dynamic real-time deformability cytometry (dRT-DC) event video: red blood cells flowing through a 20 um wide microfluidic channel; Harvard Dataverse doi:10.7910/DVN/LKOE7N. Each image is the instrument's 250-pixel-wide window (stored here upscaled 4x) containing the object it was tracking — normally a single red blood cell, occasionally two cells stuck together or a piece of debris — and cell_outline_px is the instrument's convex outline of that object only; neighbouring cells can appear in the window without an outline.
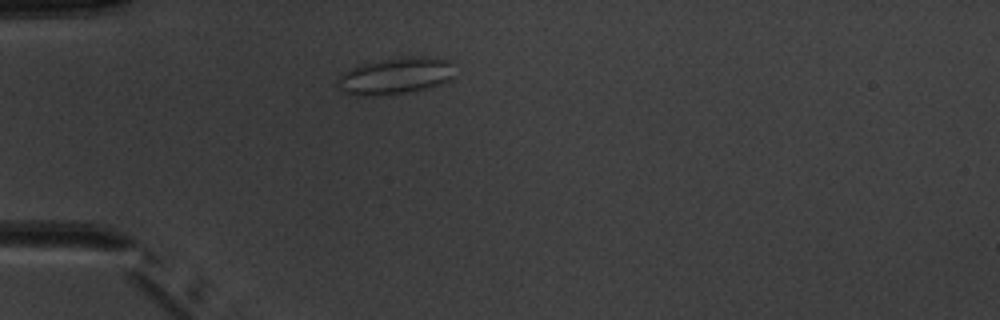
{"species": "common noctule bat (a hibernating species)", "species_latin": "Nyctalus noctula", "temperature_condition": "warm", "stored_images_in_passage": 1, "camera_frame_rate_fps": 3000, "um_per_image_px": 0.085, "animal": {"sex": "male", "body_mass_g": 20.1, "forearm_length_mm": 53.5}, "frame": {"image": 1, "passage_image": 1, "time_ms": 0.0, "image_size_px": [1000, 320], "cell_outline_px": [[452, 76], [448, 80], [432, 88], [408, 92], [376, 96], [356, 96], [344, 92], [336, 84], [336, 80], [348, 68], [376, 60], [424, 56], [436, 56], [452, 60]], "centroid_in_image_um": [33.61, 6.45], "position_along_channel_um": 51.4, "area_um2": 25.37}}